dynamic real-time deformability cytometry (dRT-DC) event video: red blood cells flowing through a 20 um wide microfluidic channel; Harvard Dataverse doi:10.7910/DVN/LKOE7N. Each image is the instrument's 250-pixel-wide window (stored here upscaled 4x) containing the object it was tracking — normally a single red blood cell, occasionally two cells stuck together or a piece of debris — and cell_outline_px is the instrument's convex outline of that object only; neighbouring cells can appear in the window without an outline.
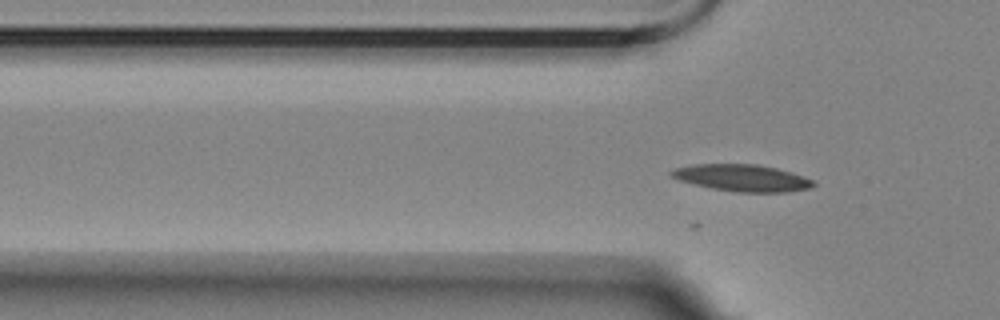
{"species": "Egyptian fruit bat (a non-hibernating species)", "species_latin": "Rousettus aegyptiacus", "temperature_condition": "room temperature", "stored_images_in_passage": 14, "camera_frame_rate_fps": 3000, "um_per_image_px": 0.085, "animal": {"sex": "female"}, "frame": {"image": 1, "passage_image": 2, "time_ms": 0.333, "image_size_px": [1000, 320], "cell_outline_px": [[816, 184], [812, 188], [788, 192], [736, 192], [712, 188], [680, 180], [668, 176], [668, 172], [676, 168], [692, 164], [756, 164], [776, 168], [804, 176], [812, 180]], "centroid_in_image_um": [63.09, 15.12], "position_along_channel_um": 62.7, "area_um2": 22.2}}
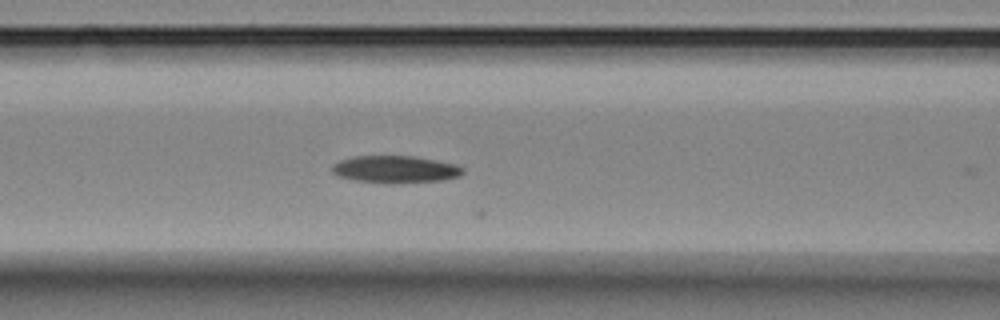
{"frame": {"image": 2, "passage_image": 8, "time_ms": 2.333, "image_size_px": [1000, 320], "cell_outline_px": [[464, 172], [460, 176], [444, 180], [392, 184], [352, 180], [336, 176], [332, 172], [332, 164], [340, 160], [352, 156], [416, 156], [456, 164], [464, 168]], "centroid_in_image_um": [33.59, 14.4], "position_along_channel_um": 133.0, "area_um2": 21.15}}
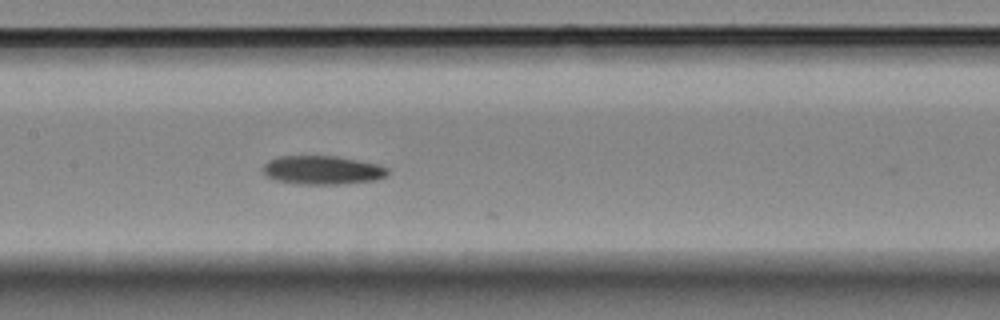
{"frame": {"image": 3, "passage_image": 12, "time_ms": 3.667, "image_size_px": [1000, 320], "cell_outline_px": [[388, 172], [384, 176], [376, 180], [340, 184], [296, 184], [276, 180], [268, 176], [260, 168], [268, 160], [280, 156], [336, 156], [380, 164], [388, 168]], "centroid_in_image_um": [27.39, 14.45], "position_along_channel_um": 180.0, "area_um2": 20.92}}